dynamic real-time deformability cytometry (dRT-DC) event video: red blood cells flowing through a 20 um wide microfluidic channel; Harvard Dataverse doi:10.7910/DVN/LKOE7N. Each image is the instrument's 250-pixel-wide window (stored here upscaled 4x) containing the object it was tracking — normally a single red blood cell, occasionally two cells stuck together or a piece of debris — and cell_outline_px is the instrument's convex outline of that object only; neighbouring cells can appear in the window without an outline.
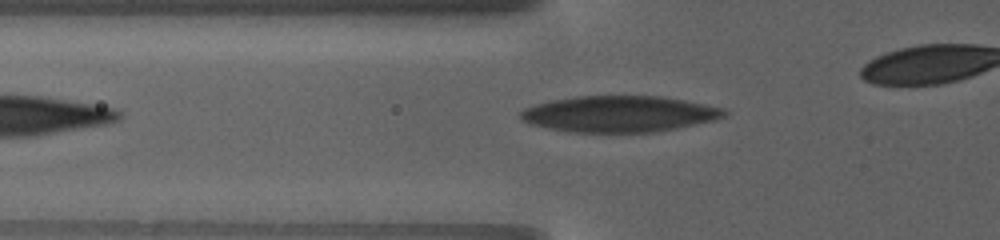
{"species": "human", "species_latin": "Homo sapiens", "temperature_condition": "warm", "stored_images_in_passage": 29, "camera_frame_rate_fps": 3000, "um_per_image_px": 0.085, "donor": {"sex": "female"}, "frame": {"image": 1, "passage_image": 5, "time_ms": 0.667, "image_size_px": [1000, 240], "cell_outline_px": [[728, 112], [724, 116], [712, 120], [676, 128], [652, 132], [576, 132], [552, 128], [532, 124], [524, 120], [520, 116], [520, 112], [524, 108], [536, 104], [552, 100], [576, 96], [660, 96], [684, 100], [704, 104], [720, 108]], "centroid_in_image_um": [52.63, 9.67], "position_along_channel_um": 73.2, "area_um2": 42.25}}
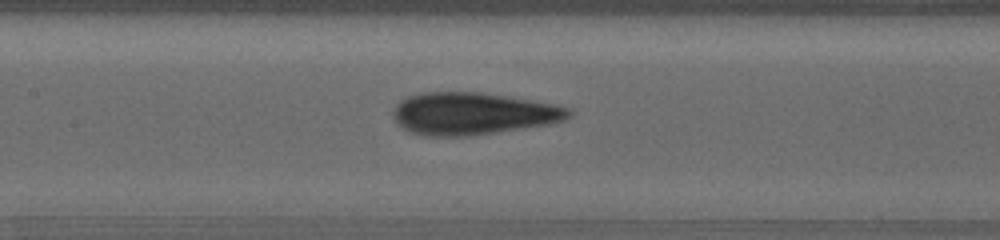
{"frame": {"image": 2, "passage_image": 25, "time_ms": 4.0, "image_size_px": [1000, 240], "cell_outline_px": [[572, 112], [564, 120], [548, 124], [464, 136], [424, 136], [412, 132], [404, 128], [396, 120], [396, 108], [400, 100], [408, 96], [420, 92], [480, 92], [556, 104], [568, 108]], "centroid_in_image_um": [40.19, 9.64], "position_along_channel_um": 167.2, "area_um2": 42.43}}